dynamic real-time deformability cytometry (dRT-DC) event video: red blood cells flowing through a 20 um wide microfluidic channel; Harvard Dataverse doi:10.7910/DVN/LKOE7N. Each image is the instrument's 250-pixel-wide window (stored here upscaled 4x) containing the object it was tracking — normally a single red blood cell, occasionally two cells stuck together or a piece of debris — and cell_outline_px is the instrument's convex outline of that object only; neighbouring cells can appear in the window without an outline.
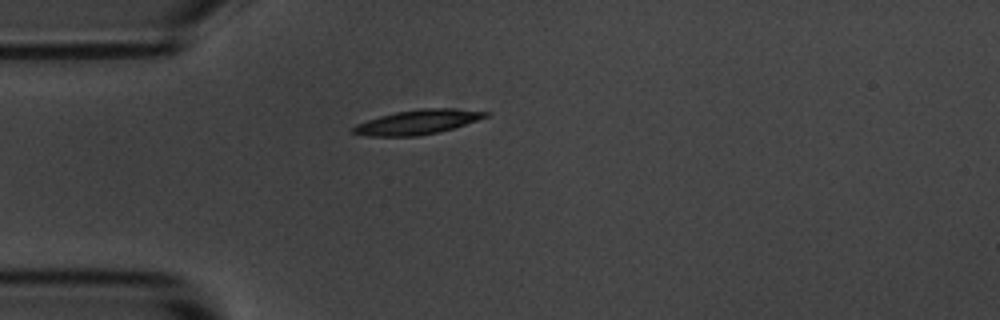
{"species": "common noctule bat (a hibernating species)", "species_latin": "Nyctalus noctula", "temperature_condition": "room temperature", "stored_images_in_passage": 1, "camera_frame_rate_fps": 3000, "um_per_image_px": 0.085, "animal": {"sex": "male", "body_mass_g": 20.1, "forearm_length_mm": 53.5}, "frame": {"image": 1, "passage_image": 1, "time_ms": 0.0, "image_size_px": [1000, 320], "cell_outline_px": [[492, 112], [488, 116], [452, 128], [436, 132], [416, 136], [368, 136], [352, 132], [352, 128], [356, 124], [380, 116], [396, 112], [420, 108], [452, 108]], "centroid_in_image_um": [35.49, 10.36], "position_along_channel_um": 49.5, "area_um2": 18.61}}